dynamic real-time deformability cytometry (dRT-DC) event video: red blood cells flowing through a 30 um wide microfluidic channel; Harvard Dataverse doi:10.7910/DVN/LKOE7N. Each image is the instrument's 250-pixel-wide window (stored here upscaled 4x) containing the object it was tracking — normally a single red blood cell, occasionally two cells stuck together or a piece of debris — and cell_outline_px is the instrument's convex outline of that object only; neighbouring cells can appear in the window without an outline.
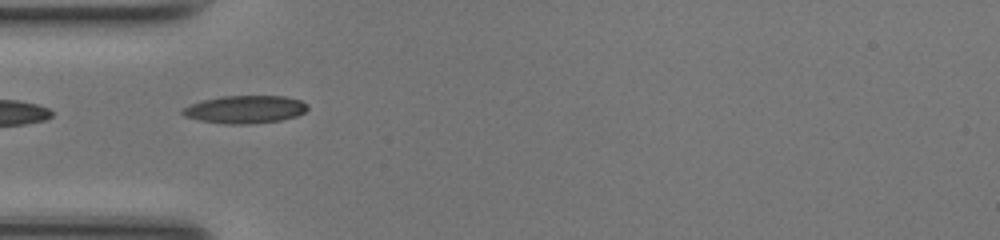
{"species": "common noctule bat (a hibernating species)", "species_latin": "Nyctalus noctula", "temperature_condition": "room temperature", "stored_images_in_passage": 14, "camera_frame_rate_fps": 3000, "um_per_image_px": 0.085, "animal": {"sex": "female", "body_mass_g": 17.0, "forearm_length_mm": 48.0}, "frame": {"image": 1, "passage_image": 1, "time_ms": 0.0, "image_size_px": [1000, 240], "cell_outline_px": [[308, 108], [304, 112], [296, 116], [280, 120], [248, 124], [228, 124], [200, 120], [184, 116], [180, 112], [180, 108], [204, 100], [220, 96], [284, 96], [300, 100], [308, 104]], "centroid_in_image_um": [20.82, 9.29], "position_along_channel_um": 64.2, "area_um2": 20.17}}
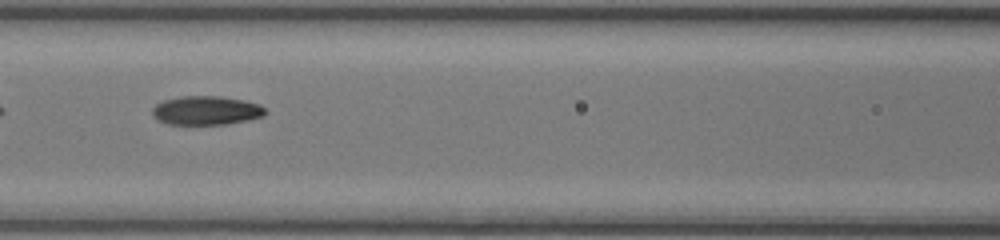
{"frame": {"image": 2, "passage_image": 7, "time_ms": 2.0, "image_size_px": [1000, 240], "cell_outline_px": [[268, 112], [264, 116], [248, 120], [228, 124], [168, 124], [156, 120], [152, 116], [152, 108], [156, 104], [164, 100], [180, 96], [220, 96], [244, 100], [260, 104]], "centroid_in_image_um": [17.53, 9.39], "position_along_channel_um": 149.1, "area_um2": 19.25}}
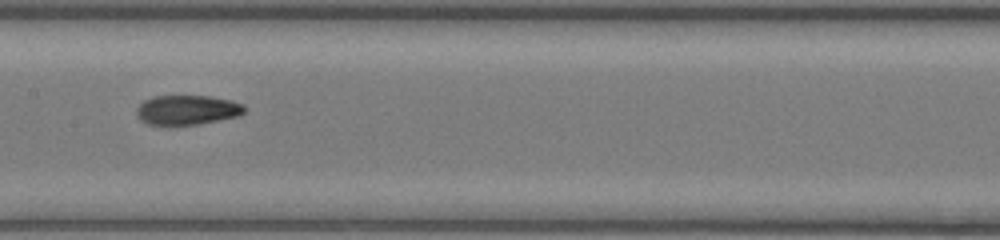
{"frame": {"image": 3, "passage_image": 10, "time_ms": 3.0, "image_size_px": [1000, 240], "cell_outline_px": [[244, 112], [240, 116], [200, 124], [148, 124], [140, 120], [136, 112], [136, 108], [144, 100], [156, 96], [208, 96], [232, 100], [244, 104]], "centroid_in_image_um": [15.94, 9.34], "position_along_channel_um": 191.5, "area_um2": 18.55}}